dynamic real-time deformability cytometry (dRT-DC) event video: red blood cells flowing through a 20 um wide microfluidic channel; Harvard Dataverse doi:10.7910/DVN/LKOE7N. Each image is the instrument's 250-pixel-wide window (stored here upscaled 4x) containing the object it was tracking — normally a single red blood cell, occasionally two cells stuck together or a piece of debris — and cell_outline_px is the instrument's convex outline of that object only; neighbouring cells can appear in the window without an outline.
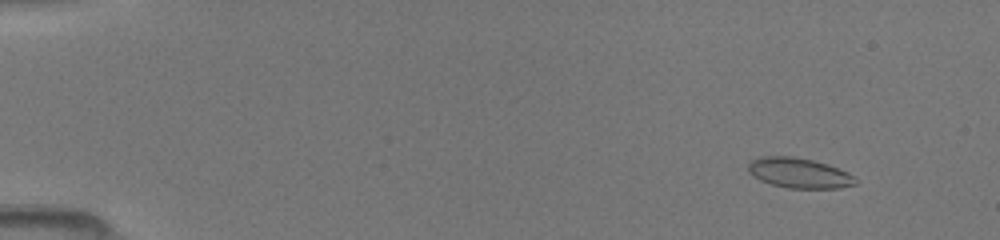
{"species": "common noctule bat (a hibernating species)", "species_latin": "Nyctalus noctula", "temperature_condition": "room temperature", "stored_images_in_passage": 50, "camera_frame_rate_fps": 3000, "um_per_image_px": 0.085, "animal": {"sex": "female", "body_mass_g": 19.5, "forearm_length_mm": 54.1}, "frame": {"image": 1, "passage_image": 5, "time_ms": 1.333, "image_size_px": [1000, 240], "cell_outline_px": [[856, 184], [840, 188], [788, 188], [772, 184], [760, 180], [752, 176], [748, 172], [748, 164], [752, 160], [764, 156], [792, 156], [812, 160], [848, 172], [856, 180]], "centroid_in_image_um": [67.88, 14.71], "position_along_channel_um": 17.1, "area_um2": 18.61}}
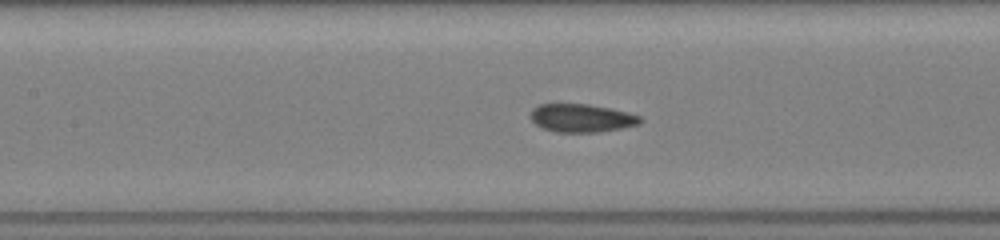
{"frame": {"image": 2, "passage_image": 24, "time_ms": 7.667, "image_size_px": [1000, 240], "cell_outline_px": [[640, 124], [620, 128], [596, 132], [556, 132], [544, 128], [536, 124], [532, 120], [532, 108], [540, 104], [588, 104], [608, 108], [640, 116]], "centroid_in_image_um": [49.4, 10.03], "position_along_channel_um": 158.0, "area_um2": 17.57}}
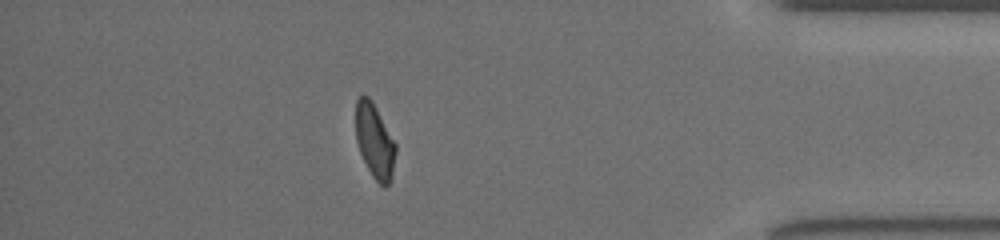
{"frame": {"image": 3, "passage_image": 44, "time_ms": 14.333, "image_size_px": [1000, 240], "cell_outline_px": [[396, 152], [392, 176], [388, 184], [384, 188], [372, 176], [360, 152], [356, 140], [356, 100], [360, 96], [368, 96], [372, 100], [396, 144]], "centroid_in_image_um": [31.85, 11.99], "position_along_channel_um": 403.3, "area_um2": 17.17}}